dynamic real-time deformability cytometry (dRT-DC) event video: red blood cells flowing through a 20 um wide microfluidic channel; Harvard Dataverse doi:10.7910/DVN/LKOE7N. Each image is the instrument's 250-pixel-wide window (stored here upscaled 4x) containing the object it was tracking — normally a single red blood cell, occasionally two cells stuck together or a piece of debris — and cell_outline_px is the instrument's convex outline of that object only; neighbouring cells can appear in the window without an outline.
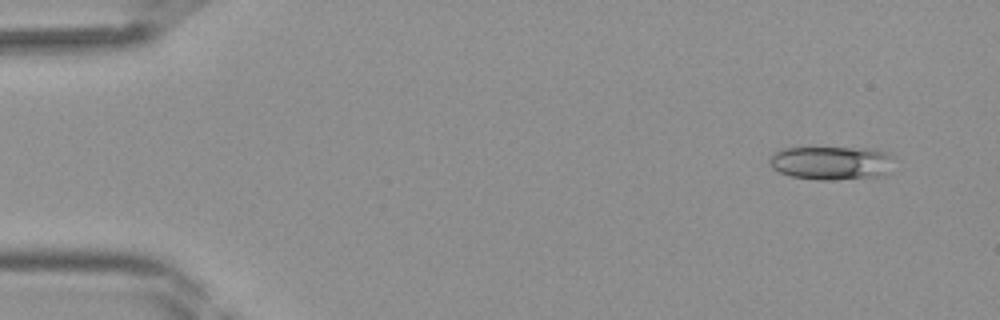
{"species": "Egyptian fruit bat (a non-hibernating species)", "species_latin": "Rousettus aegyptiacus", "temperature_condition": "room temperature", "stored_images_in_passage": 39, "camera_frame_rate_fps": 3000, "um_per_image_px": 0.085, "frame": {"image": 1, "passage_image": 1, "time_ms": 0.0, "image_size_px": [1000, 320], "cell_outline_px": [[892, 172], [884, 176], [832, 180], [820, 180], [792, 176], [780, 172], [772, 168], [768, 164], [768, 160], [780, 148], [864, 148], [884, 152], [892, 156]], "centroid_in_image_um": [70.68, 13.86], "position_along_channel_um": 14.3, "area_um2": 24.51}}
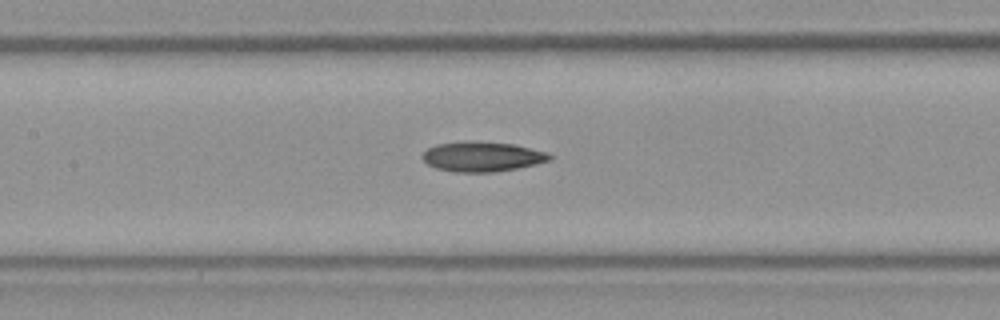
{"frame": {"image": 2, "passage_image": 17, "time_ms": 5.333, "image_size_px": [1000, 320], "cell_outline_px": [[556, 156], [552, 160], [536, 164], [496, 172], [456, 172], [436, 168], [428, 164], [420, 156], [428, 148], [436, 144], [464, 140], [512, 144], [548, 152]], "centroid_in_image_um": [41.01, 13.3], "position_along_channel_um": 166.4, "area_um2": 22.37}}
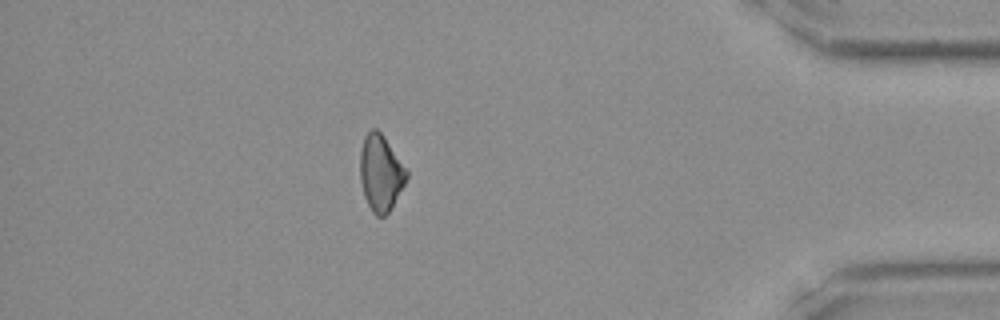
{"frame": {"image": 3, "passage_image": 34, "time_ms": 11.0, "image_size_px": [1000, 320], "cell_outline_px": [[408, 176], [392, 208], [384, 216], [376, 216], [372, 212], [364, 196], [360, 180], [360, 152], [364, 136], [372, 128], [376, 128], [384, 136], [408, 172]], "centroid_in_image_um": [32.34, 14.7], "position_along_channel_um": 402.9, "area_um2": 20.52}}